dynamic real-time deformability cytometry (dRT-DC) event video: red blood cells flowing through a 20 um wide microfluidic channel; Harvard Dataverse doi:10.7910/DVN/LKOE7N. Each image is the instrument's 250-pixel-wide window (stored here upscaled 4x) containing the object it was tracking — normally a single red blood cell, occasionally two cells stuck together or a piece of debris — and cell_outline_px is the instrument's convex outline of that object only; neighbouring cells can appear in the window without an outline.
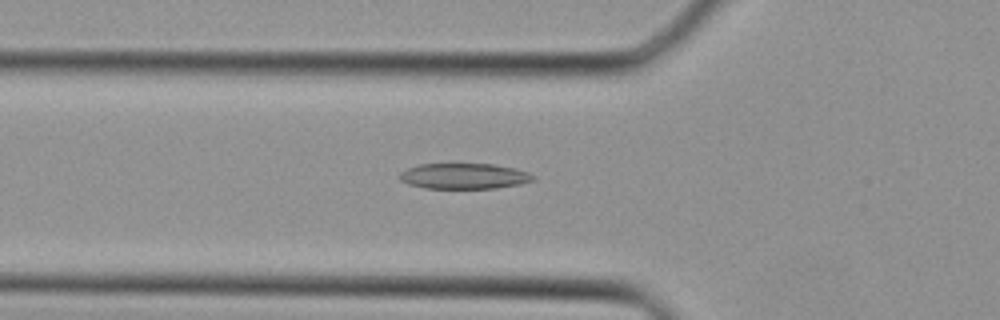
{"species": "Egyptian fruit bat (a non-hibernating species)", "species_latin": "Rousettus aegyptiacus", "temperature_condition": "cold", "stored_images_in_passage": 31, "camera_frame_rate_fps": 3000, "um_per_image_px": 0.085, "animal": {"sex": "female"}, "frame": {"image": 1, "passage_image": 6, "time_ms": 1.667, "image_size_px": [1000, 320], "cell_outline_px": [[536, 180], [520, 184], [496, 188], [424, 188], [408, 184], [400, 180], [396, 176], [400, 172], [408, 168], [420, 164], [492, 164], [516, 168], [528, 172], [536, 176]], "centroid_in_image_um": [39.45, 14.97], "position_along_channel_um": 86.3, "area_um2": 20.11}}
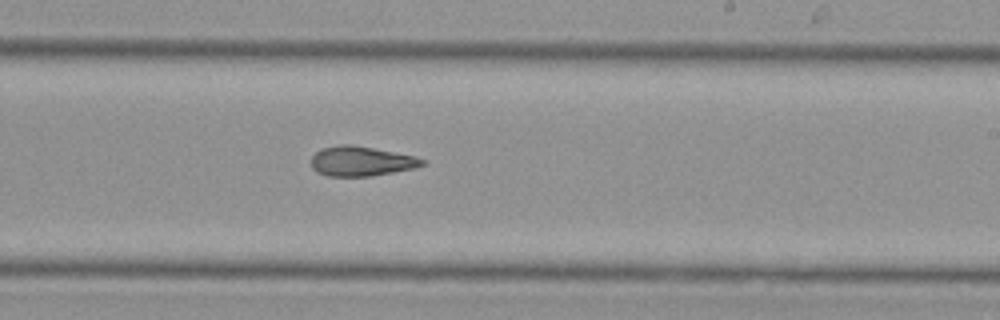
{"frame": {"image": 2, "passage_image": 16, "time_ms": 5.0, "image_size_px": [1000, 320], "cell_outline_px": [[428, 164], [416, 168], [368, 176], [328, 176], [316, 172], [312, 168], [312, 156], [320, 148], [340, 144], [352, 144], [416, 156], [428, 160]], "centroid_in_image_um": [30.74, 13.69], "position_along_channel_um": 258.3, "area_um2": 19.48}}
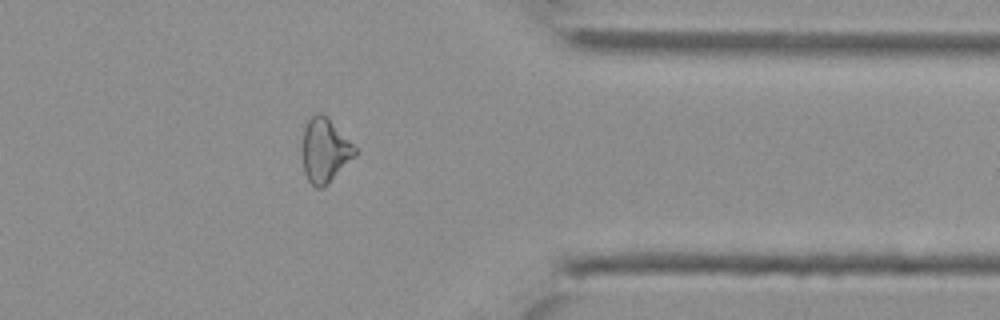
{"frame": {"image": 3, "passage_image": 24, "time_ms": 7.667, "image_size_px": [1000, 320], "cell_outline_px": [[356, 156], [324, 188], [316, 188], [308, 180], [304, 172], [300, 152], [304, 128], [308, 120], [316, 112], [320, 112], [356, 148]], "centroid_in_image_um": [27.56, 12.84], "position_along_channel_um": 383.8, "area_um2": 19.65}}